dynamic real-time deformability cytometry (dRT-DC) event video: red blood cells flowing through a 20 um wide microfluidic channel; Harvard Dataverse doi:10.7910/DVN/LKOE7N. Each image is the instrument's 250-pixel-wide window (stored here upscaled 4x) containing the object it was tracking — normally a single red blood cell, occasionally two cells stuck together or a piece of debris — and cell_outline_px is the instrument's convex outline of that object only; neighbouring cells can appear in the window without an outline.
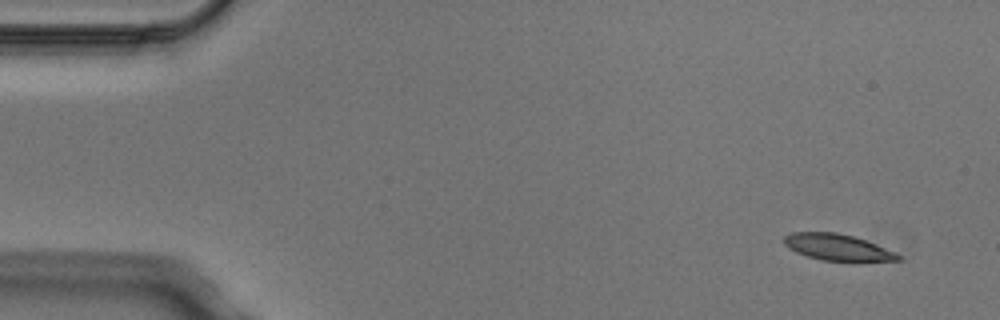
{"species": "Egyptian fruit bat (a non-hibernating species)", "species_latin": "Rousettus aegyptiacus", "temperature_condition": "cold", "stored_images_in_passage": 4, "camera_frame_rate_fps": 3000, "um_per_image_px": 0.085, "animal": {"sex": "male"}, "frame": {"image": 1, "passage_image": 1, "time_ms": 0.0, "image_size_px": [1000, 320], "cell_outline_px": [[900, 260], [856, 264], [852, 264], [824, 260], [808, 256], [796, 252], [788, 248], [784, 244], [784, 236], [792, 232], [836, 232], [852, 236], [876, 244], [896, 252], [900, 256]], "centroid_in_image_um": [71.25, 21.07], "position_along_channel_um": 13.7, "area_um2": 18.21}}